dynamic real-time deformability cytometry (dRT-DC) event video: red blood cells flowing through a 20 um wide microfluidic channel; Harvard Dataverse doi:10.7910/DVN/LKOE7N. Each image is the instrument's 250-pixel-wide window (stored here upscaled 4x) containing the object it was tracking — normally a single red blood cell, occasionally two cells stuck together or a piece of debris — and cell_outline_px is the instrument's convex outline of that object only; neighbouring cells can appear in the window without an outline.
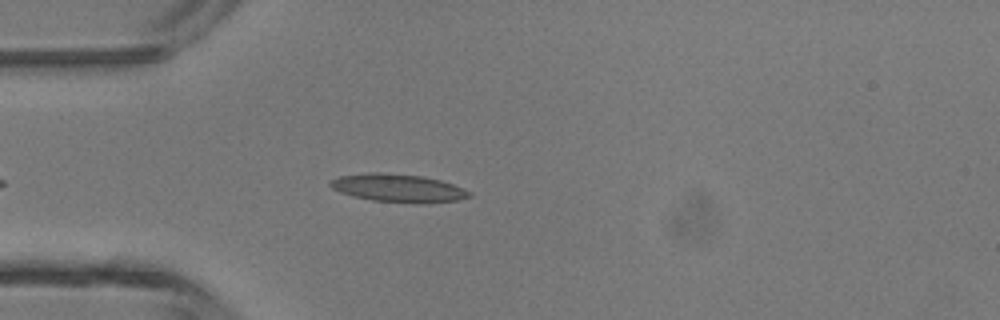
{"species": "common noctule bat (a hibernating species)", "species_latin": "Nyctalus noctula", "temperature_condition": "room temperature", "stored_images_in_passage": 36, "camera_frame_rate_fps": 3000, "um_per_image_px": 0.085, "animal": {"sex": "male", "body_mass_g": 13.3}, "frame": {"image": 1, "passage_image": 5, "time_ms": 1.333, "image_size_px": [1000, 320], "cell_outline_px": [[472, 196], [456, 200], [424, 204], [416, 204], [372, 200], [352, 196], [340, 192], [332, 188], [328, 184], [332, 180], [340, 176], [368, 172], [380, 172], [424, 176], [440, 180], [452, 184], [472, 192]], "centroid_in_image_um": [33.85, 15.99], "position_along_channel_um": 51.1, "area_um2": 22.89}}
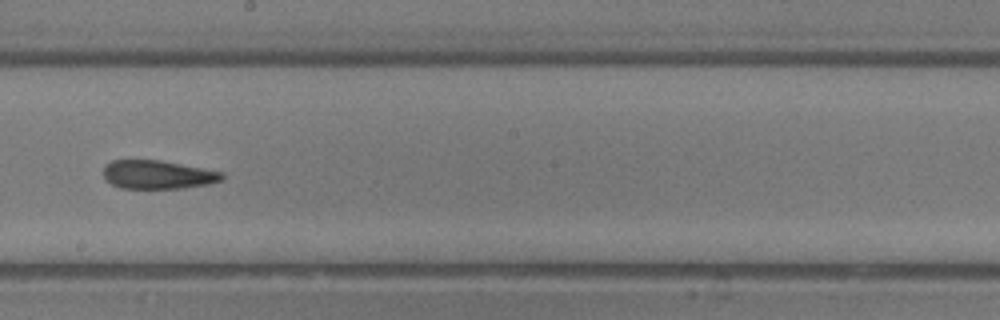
{"frame": {"image": 2, "passage_image": 18, "time_ms": 5.667, "image_size_px": [1000, 320], "cell_outline_px": [[224, 180], [208, 184], [184, 188], [120, 188], [112, 184], [104, 176], [104, 164], [112, 160], [160, 160], [204, 168], [224, 172]], "centroid_in_image_um": [13.44, 14.84], "position_along_channel_um": 234.8, "area_um2": 19.83}}
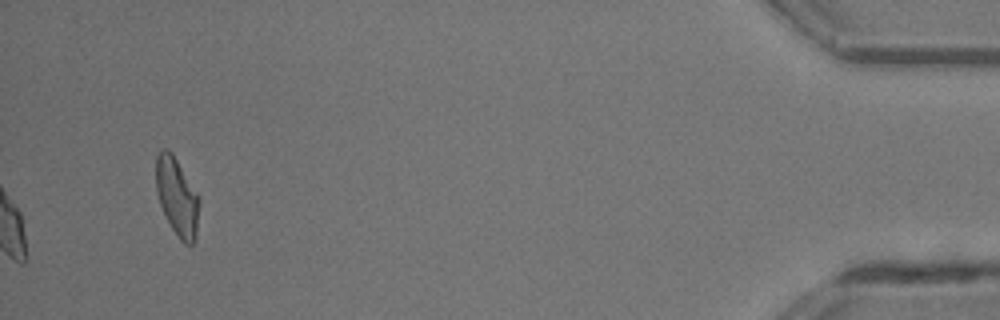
{"frame": {"image": 3, "passage_image": 36, "time_ms": 11.667, "image_size_px": [1000, 320], "cell_outline_px": [[200, 204], [196, 236], [192, 244], [184, 244], [180, 240], [172, 228], [160, 204], [156, 192], [156, 156], [160, 148], [168, 148], [172, 152], [196, 192], [200, 200]], "centroid_in_image_um": [15.04, 16.7], "position_along_channel_um": 420.2, "area_um2": 19.59}, "authors_computed_cell_mechanics": {"area_um2": 20.7791, "velocity_mm_per_s": 4.458, "shape_relaxation_time_tau1_ms": 7.2247, "shape_relaxation_time_tau2_ms": 1.4191, "deformation_change_tau1": 0.2235, "deformation_change_tau2": 0.1057}}